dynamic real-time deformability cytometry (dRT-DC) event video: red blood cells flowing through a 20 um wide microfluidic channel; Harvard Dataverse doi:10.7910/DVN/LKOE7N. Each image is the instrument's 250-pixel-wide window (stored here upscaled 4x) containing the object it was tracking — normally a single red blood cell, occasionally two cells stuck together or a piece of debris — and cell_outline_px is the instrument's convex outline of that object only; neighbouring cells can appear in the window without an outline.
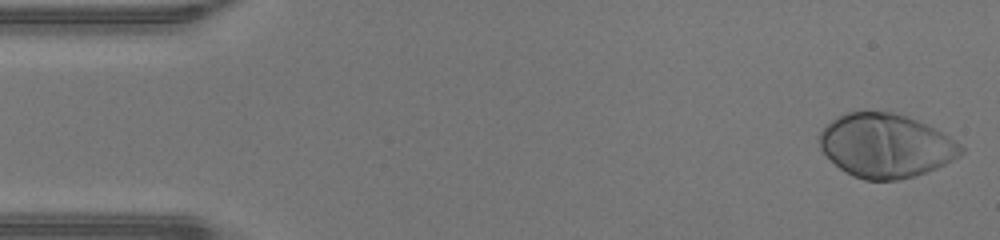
{"species": "human", "species_latin": "Homo sapiens", "temperature_condition": "warm", "stored_images_in_passage": 41, "camera_frame_rate_fps": 3000, "um_per_image_px": 0.085, "donor": {"sex": "male"}, "frame": {"image": 1, "passage_image": 1, "time_ms": 0.0, "image_size_px": [1000, 240], "cell_outline_px": [[964, 152], [960, 156], [928, 172], [916, 176], [896, 180], [864, 180], [852, 176], [840, 168], [820, 148], [820, 132], [836, 116], [844, 112], [892, 112], [916, 120], [948, 136], [960, 144], [964, 148]], "centroid_in_image_um": [75.29, 12.39], "position_along_channel_um": 9.7, "area_um2": 52.14}}
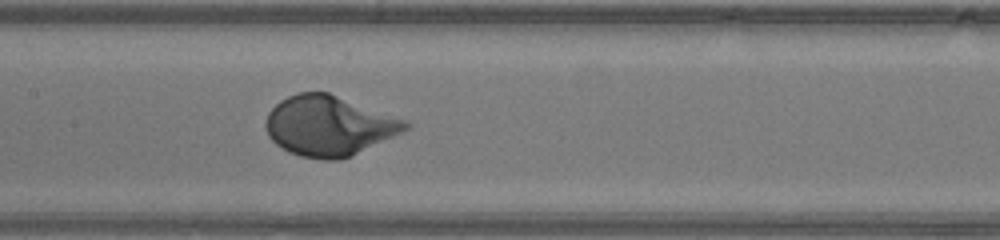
{"frame": {"image": 2, "passage_image": 22, "time_ms": 7.0, "image_size_px": [1000, 240], "cell_outline_px": [[412, 124], [408, 128], [352, 156], [336, 160], [324, 160], [300, 156], [288, 152], [276, 144], [268, 136], [264, 124], [268, 112], [280, 100], [288, 96], [300, 92], [328, 92], [408, 120]], "centroid_in_image_um": [27.94, 10.69], "position_along_channel_um": 179.5, "area_um2": 48.84}}
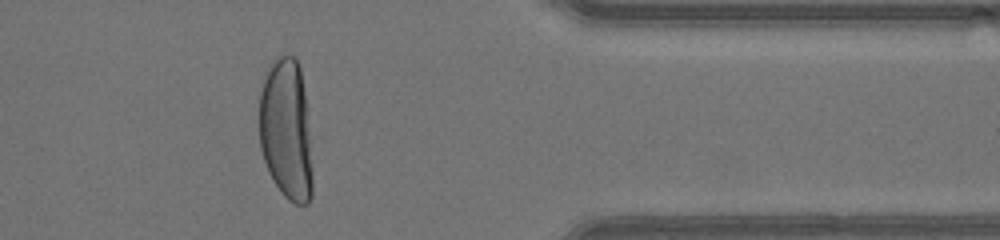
{"frame": {"image": 3, "passage_image": 38, "time_ms": 12.333, "image_size_px": [1000, 240], "cell_outline_px": [[312, 196], [308, 204], [296, 204], [288, 200], [280, 192], [272, 180], [268, 172], [260, 148], [260, 92], [264, 72], [272, 60], [280, 52], [296, 56], [300, 68], [304, 92], [312, 168]], "centroid_in_image_um": [24.3, 10.99], "position_along_channel_um": 387.1, "area_um2": 44.27}, "authors_computed_cell_mechanics": {"area_um2": 49.0722, "velocity_mm_per_s": 4.2818, "shape_relaxation_time_tau1_ms": 1.9749, "shape_relaxation_time_tau2_ms": null, "deformation_change_tau1": 0.1951, "deformation_change_tau2": null}}